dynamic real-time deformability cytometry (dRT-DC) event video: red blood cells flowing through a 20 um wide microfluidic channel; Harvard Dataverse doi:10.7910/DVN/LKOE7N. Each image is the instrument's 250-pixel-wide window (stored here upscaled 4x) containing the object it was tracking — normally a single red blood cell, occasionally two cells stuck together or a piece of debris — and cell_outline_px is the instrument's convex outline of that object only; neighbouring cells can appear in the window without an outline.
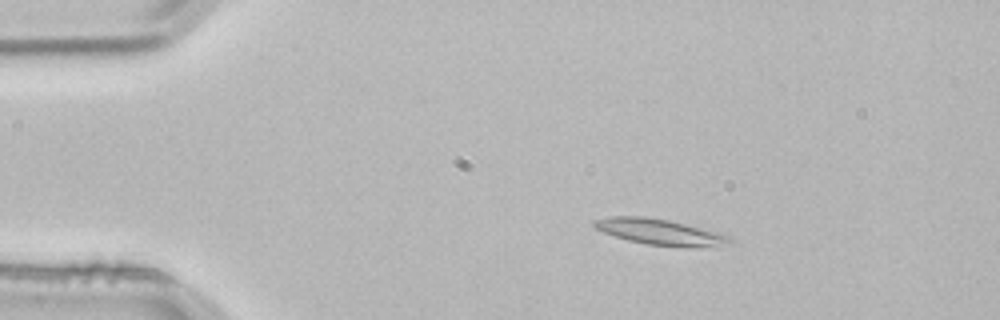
{"species": "common noctule bat (a hibernating species)", "species_latin": "Nyctalus noctula", "temperature_condition": "room temperature", "stored_images_in_passage": 2, "camera_frame_rate_fps": 3000, "um_per_image_px": 0.085, "animal": {"sex": "male", "body_mass_g": 21.5, "forearm_length_mm": 52.0}, "frame": {"image": 1, "passage_image": 1, "time_ms": 0.0, "image_size_px": [1000, 320], "cell_outline_px": [[736, 240], [700, 248], [692, 248], [648, 244], [628, 240], [604, 232], [596, 228], [592, 224], [592, 220], [608, 216], [644, 216], [668, 220], [716, 232], [728, 236]], "centroid_in_image_um": [56.02, 19.71], "position_along_channel_um": 29.0, "area_um2": 20.11}}